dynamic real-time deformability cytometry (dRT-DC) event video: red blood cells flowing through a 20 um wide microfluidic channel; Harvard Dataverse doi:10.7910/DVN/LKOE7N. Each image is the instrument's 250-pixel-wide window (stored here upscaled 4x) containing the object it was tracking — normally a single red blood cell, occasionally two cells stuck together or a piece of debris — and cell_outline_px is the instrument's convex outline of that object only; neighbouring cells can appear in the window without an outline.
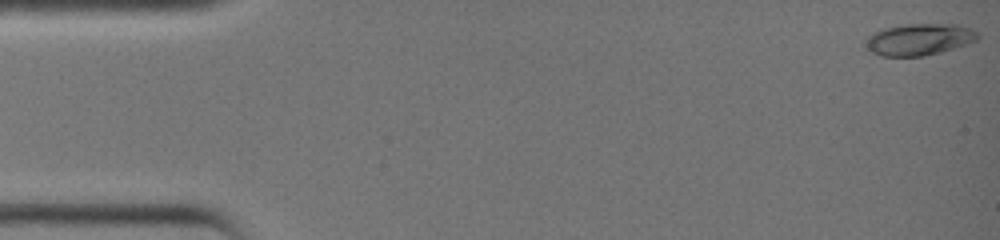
{"species": "common noctule bat (a hibernating species)", "species_latin": "Nyctalus noctula", "temperature_condition": "warm", "stored_images_in_passage": 37, "camera_frame_rate_fps": 3000, "um_per_image_px": 0.085, "animal": {"sex": "female", "body_mass_g": 19.0, "forearm_length_mm": 51.5}, "frame": {"image": 1, "passage_image": 1, "time_ms": 0.0, "image_size_px": [1000, 240], "cell_outline_px": [[980, 36], [976, 40], [968, 44], [940, 52], [924, 56], [880, 56], [872, 52], [868, 48], [868, 36], [872, 32], [884, 28], [908, 24], [956, 24], [968, 28], [976, 32]], "centroid_in_image_um": [78.14, 3.35], "position_along_channel_um": 6.9, "area_um2": 20.46}}
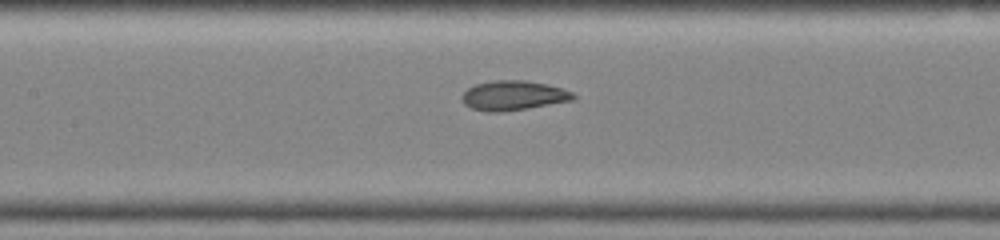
{"frame": {"image": 2, "passage_image": 19, "time_ms": 6.0, "image_size_px": [1000, 240], "cell_outline_px": [[576, 100], [528, 108], [500, 112], [488, 112], [472, 108], [464, 104], [460, 100], [460, 96], [468, 88], [476, 84], [496, 80], [524, 80], [548, 84], [564, 88], [572, 92], [576, 96]], "centroid_in_image_um": [43.66, 8.12], "position_along_channel_um": 163.7, "area_um2": 19.42}}
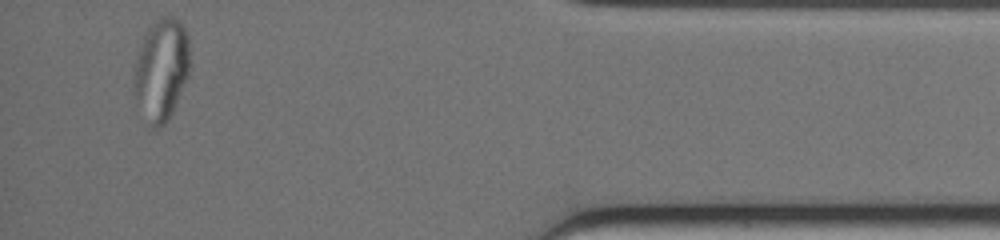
{"frame": {"image": 3, "passage_image": 37, "time_ms": 12.0, "image_size_px": [1000, 240], "cell_outline_px": [[188, 76], [172, 112], [168, 120], [164, 124], [156, 128], [148, 128], [132, 88], [132, 72], [136, 56], [140, 44], [148, 28], [160, 16], [172, 16], [180, 20], [188, 36]], "centroid_in_image_um": [13.66, 5.93], "position_along_channel_um": 421.5, "area_um2": 33.58}}